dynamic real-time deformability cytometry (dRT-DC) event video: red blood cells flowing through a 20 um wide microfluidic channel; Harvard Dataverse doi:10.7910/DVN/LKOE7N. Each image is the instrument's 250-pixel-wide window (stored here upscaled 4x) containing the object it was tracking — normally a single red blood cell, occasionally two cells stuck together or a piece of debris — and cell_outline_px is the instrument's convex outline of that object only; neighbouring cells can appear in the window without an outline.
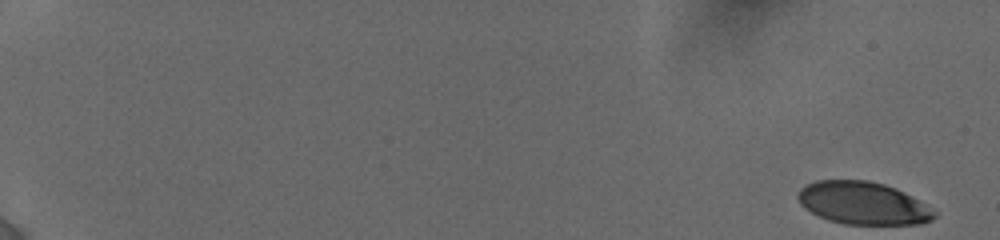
{"species": "human", "species_latin": "Homo sapiens", "temperature_condition": "cold", "stored_images_in_passage": 18, "camera_frame_rate_fps": 3000, "um_per_image_px": 0.085, "donor": {"sex": "female"}, "frame": {"image": 1, "passage_image": 1, "time_ms": 0.0, "image_size_px": [1000, 240], "cell_outline_px": [[936, 216], [932, 220], [924, 224], [844, 224], [828, 220], [804, 208], [800, 204], [796, 196], [796, 192], [804, 184], [816, 180], [868, 180], [884, 184], [896, 188], [904, 192], [924, 204], [936, 212]], "centroid_in_image_um": [73.31, 17.26], "position_along_channel_um": 11.7, "area_um2": 34.04}}
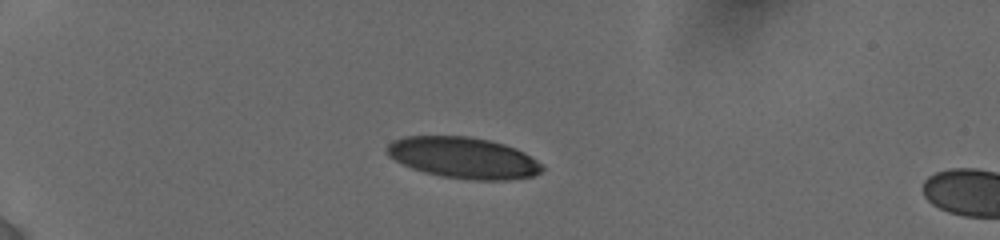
{"frame": {"image": 2, "passage_image": 14, "time_ms": 5.0, "image_size_px": [1000, 240], "cell_outline_px": [[544, 168], [536, 176], [508, 180], [472, 180], [444, 176], [424, 172], [412, 168], [388, 156], [384, 148], [392, 140], [404, 136], [468, 136], [488, 140], [504, 144], [516, 148], [524, 152], [544, 164]], "centroid_in_image_um": [39.41, 13.41], "position_along_channel_um": 45.6, "area_um2": 37.45}}